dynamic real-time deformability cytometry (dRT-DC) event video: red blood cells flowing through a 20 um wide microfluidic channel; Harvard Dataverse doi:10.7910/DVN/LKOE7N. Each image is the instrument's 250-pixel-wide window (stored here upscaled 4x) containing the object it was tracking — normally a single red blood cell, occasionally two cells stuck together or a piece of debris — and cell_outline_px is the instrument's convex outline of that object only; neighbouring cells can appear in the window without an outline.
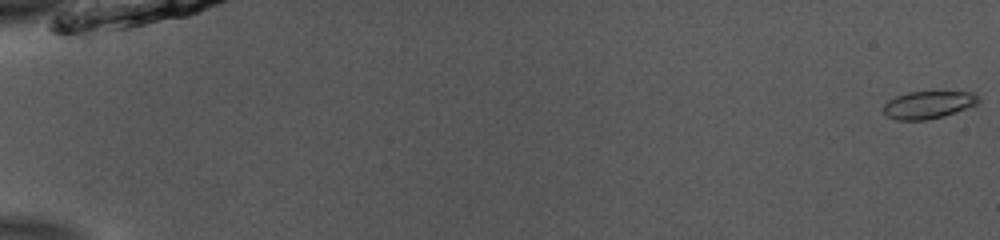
{"species": "common noctule bat (a hibernating species)", "species_latin": "Nyctalus noctula", "temperature_condition": "room temperature", "stored_images_in_passage": 54, "camera_frame_rate_fps": 3000, "um_per_image_px": 0.085, "animal": {"sex": "male", "body_mass_g": 13.0, "forearm_length_mm": 53.1}, "frame": {"image": 1, "passage_image": 1, "time_ms": 0.0, "image_size_px": [1000, 240], "cell_outline_px": [[980, 100], [976, 104], [944, 116], [928, 120], [896, 120], [888, 116], [884, 112], [884, 104], [888, 100], [896, 96], [908, 92], [972, 92], [980, 96]], "centroid_in_image_um": [78.9, 8.91], "position_along_channel_um": 6.1, "area_um2": 15.14}}
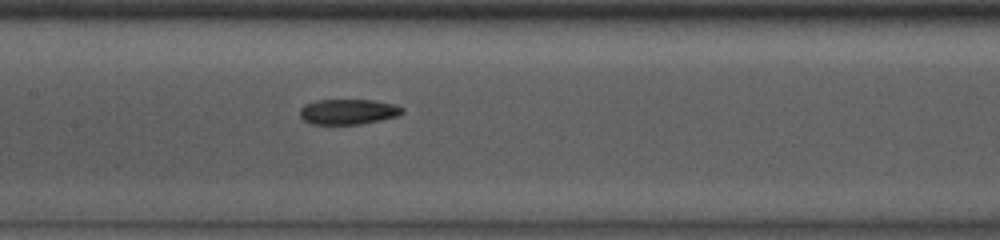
{"frame": {"image": 2, "passage_image": 28, "time_ms": 9.0, "image_size_px": [1000, 240], "cell_outline_px": [[404, 112], [396, 116], [360, 124], [312, 124], [304, 120], [300, 116], [300, 108], [304, 104], [316, 100], [372, 100], [396, 104], [404, 108]], "centroid_in_image_um": [29.58, 9.48], "position_along_channel_um": 177.8, "area_um2": 15.09}}
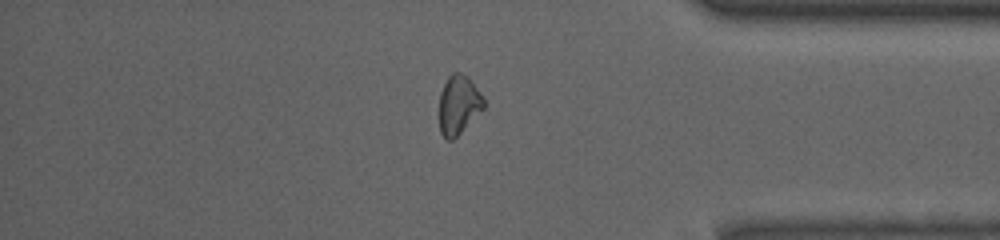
{"frame": {"image": 3, "passage_image": 46, "time_ms": 15.0, "image_size_px": [1000, 240], "cell_outline_px": [[484, 108], [452, 140], [448, 140], [440, 132], [440, 92], [448, 76], [452, 72], [460, 72], [468, 76], [484, 96]], "centroid_in_image_um": [38.99, 8.86], "position_along_channel_um": 396.2, "area_um2": 15.2}, "authors_computed_cell_mechanics": {"area_um2": 15.4326, "velocity_mm_per_s": 3.8996, "shape_relaxation_time_tau1_ms": null, "shape_relaxation_time_tau2_ms": 3.6144, "deformation_change_tau1": null, "deformation_change_tau2": 0.1018}}